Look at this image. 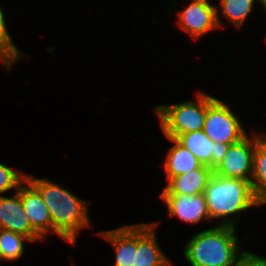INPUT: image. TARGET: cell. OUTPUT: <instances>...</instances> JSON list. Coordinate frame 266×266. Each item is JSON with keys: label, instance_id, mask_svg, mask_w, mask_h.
<instances>
[{"label": "cell", "instance_id": "obj_1", "mask_svg": "<svg viewBox=\"0 0 266 266\" xmlns=\"http://www.w3.org/2000/svg\"><path fill=\"white\" fill-rule=\"evenodd\" d=\"M26 180L40 193L49 209L52 233L75 245L79 230L91 226L87 210L89 202L49 179H40L29 174Z\"/></svg>", "mask_w": 266, "mask_h": 266}, {"label": "cell", "instance_id": "obj_2", "mask_svg": "<svg viewBox=\"0 0 266 266\" xmlns=\"http://www.w3.org/2000/svg\"><path fill=\"white\" fill-rule=\"evenodd\" d=\"M204 195L210 220L224 218L219 225L236 227L241 212L262 206L256 199L251 182L248 180L213 174L208 181ZM237 213L238 215L233 218Z\"/></svg>", "mask_w": 266, "mask_h": 266}, {"label": "cell", "instance_id": "obj_3", "mask_svg": "<svg viewBox=\"0 0 266 266\" xmlns=\"http://www.w3.org/2000/svg\"><path fill=\"white\" fill-rule=\"evenodd\" d=\"M236 227L216 225L189 239L183 252L190 266H231L243 252Z\"/></svg>", "mask_w": 266, "mask_h": 266}, {"label": "cell", "instance_id": "obj_4", "mask_svg": "<svg viewBox=\"0 0 266 266\" xmlns=\"http://www.w3.org/2000/svg\"><path fill=\"white\" fill-rule=\"evenodd\" d=\"M197 101L158 105L154 108L166 138L176 139L183 133L202 130L207 111V94L199 91Z\"/></svg>", "mask_w": 266, "mask_h": 266}, {"label": "cell", "instance_id": "obj_5", "mask_svg": "<svg viewBox=\"0 0 266 266\" xmlns=\"http://www.w3.org/2000/svg\"><path fill=\"white\" fill-rule=\"evenodd\" d=\"M203 131L213 142L228 145L239 142L248 134L229 105L208 94Z\"/></svg>", "mask_w": 266, "mask_h": 266}, {"label": "cell", "instance_id": "obj_6", "mask_svg": "<svg viewBox=\"0 0 266 266\" xmlns=\"http://www.w3.org/2000/svg\"><path fill=\"white\" fill-rule=\"evenodd\" d=\"M264 136L265 133L261 135L255 132L251 137L247 134L239 142L229 145L227 154L213 169V174L250 182L255 145Z\"/></svg>", "mask_w": 266, "mask_h": 266}, {"label": "cell", "instance_id": "obj_7", "mask_svg": "<svg viewBox=\"0 0 266 266\" xmlns=\"http://www.w3.org/2000/svg\"><path fill=\"white\" fill-rule=\"evenodd\" d=\"M186 8L178 13V25L194 40L217 30V6L208 0H191Z\"/></svg>", "mask_w": 266, "mask_h": 266}, {"label": "cell", "instance_id": "obj_8", "mask_svg": "<svg viewBox=\"0 0 266 266\" xmlns=\"http://www.w3.org/2000/svg\"><path fill=\"white\" fill-rule=\"evenodd\" d=\"M160 197L167 206L170 217H177L190 224H198L205 219L210 220L204 193L199 195L160 194Z\"/></svg>", "mask_w": 266, "mask_h": 266}, {"label": "cell", "instance_id": "obj_9", "mask_svg": "<svg viewBox=\"0 0 266 266\" xmlns=\"http://www.w3.org/2000/svg\"><path fill=\"white\" fill-rule=\"evenodd\" d=\"M176 140L203 164L214 169L227 154L229 145L213 142L202 130L183 133Z\"/></svg>", "mask_w": 266, "mask_h": 266}, {"label": "cell", "instance_id": "obj_10", "mask_svg": "<svg viewBox=\"0 0 266 266\" xmlns=\"http://www.w3.org/2000/svg\"><path fill=\"white\" fill-rule=\"evenodd\" d=\"M13 193V197L0 195V229L21 234L32 242L43 240L31 227L21 202L19 189Z\"/></svg>", "mask_w": 266, "mask_h": 266}, {"label": "cell", "instance_id": "obj_11", "mask_svg": "<svg viewBox=\"0 0 266 266\" xmlns=\"http://www.w3.org/2000/svg\"><path fill=\"white\" fill-rule=\"evenodd\" d=\"M159 222L137 224V251L133 266H171V260L161 251L156 238Z\"/></svg>", "mask_w": 266, "mask_h": 266}, {"label": "cell", "instance_id": "obj_12", "mask_svg": "<svg viewBox=\"0 0 266 266\" xmlns=\"http://www.w3.org/2000/svg\"><path fill=\"white\" fill-rule=\"evenodd\" d=\"M19 195L32 229L45 239L52 233V220L42 196L27 180L19 187Z\"/></svg>", "mask_w": 266, "mask_h": 266}, {"label": "cell", "instance_id": "obj_13", "mask_svg": "<svg viewBox=\"0 0 266 266\" xmlns=\"http://www.w3.org/2000/svg\"><path fill=\"white\" fill-rule=\"evenodd\" d=\"M107 239L115 249L113 266H133L137 251V224L121 226L114 230L98 233Z\"/></svg>", "mask_w": 266, "mask_h": 266}, {"label": "cell", "instance_id": "obj_14", "mask_svg": "<svg viewBox=\"0 0 266 266\" xmlns=\"http://www.w3.org/2000/svg\"><path fill=\"white\" fill-rule=\"evenodd\" d=\"M213 169L207 165L173 176L163 188L161 194L199 195L204 193L209 179L213 176Z\"/></svg>", "mask_w": 266, "mask_h": 266}, {"label": "cell", "instance_id": "obj_15", "mask_svg": "<svg viewBox=\"0 0 266 266\" xmlns=\"http://www.w3.org/2000/svg\"><path fill=\"white\" fill-rule=\"evenodd\" d=\"M174 145L167 152L164 162L167 181L173 177L190 172L199 168L202 163L193 155L191 151L182 146L176 139L167 138Z\"/></svg>", "mask_w": 266, "mask_h": 266}, {"label": "cell", "instance_id": "obj_16", "mask_svg": "<svg viewBox=\"0 0 266 266\" xmlns=\"http://www.w3.org/2000/svg\"><path fill=\"white\" fill-rule=\"evenodd\" d=\"M250 182L256 199L266 204V135L255 145Z\"/></svg>", "mask_w": 266, "mask_h": 266}, {"label": "cell", "instance_id": "obj_17", "mask_svg": "<svg viewBox=\"0 0 266 266\" xmlns=\"http://www.w3.org/2000/svg\"><path fill=\"white\" fill-rule=\"evenodd\" d=\"M256 1L258 0H220L219 7H221V12L219 11L218 7L216 12L218 27H223L219 18V15L221 13L223 17L234 24L236 28L240 29L242 25H244Z\"/></svg>", "mask_w": 266, "mask_h": 266}, {"label": "cell", "instance_id": "obj_18", "mask_svg": "<svg viewBox=\"0 0 266 266\" xmlns=\"http://www.w3.org/2000/svg\"><path fill=\"white\" fill-rule=\"evenodd\" d=\"M24 242H32L28 237L0 229V253L3 261L14 262L24 253Z\"/></svg>", "mask_w": 266, "mask_h": 266}, {"label": "cell", "instance_id": "obj_19", "mask_svg": "<svg viewBox=\"0 0 266 266\" xmlns=\"http://www.w3.org/2000/svg\"><path fill=\"white\" fill-rule=\"evenodd\" d=\"M5 14L0 7V56L12 67L25 55L20 52L10 36L5 21Z\"/></svg>", "mask_w": 266, "mask_h": 266}, {"label": "cell", "instance_id": "obj_20", "mask_svg": "<svg viewBox=\"0 0 266 266\" xmlns=\"http://www.w3.org/2000/svg\"><path fill=\"white\" fill-rule=\"evenodd\" d=\"M27 174L14 171L13 167H9L0 163V195L9 190L18 191L19 187L26 181Z\"/></svg>", "mask_w": 266, "mask_h": 266}, {"label": "cell", "instance_id": "obj_21", "mask_svg": "<svg viewBox=\"0 0 266 266\" xmlns=\"http://www.w3.org/2000/svg\"><path fill=\"white\" fill-rule=\"evenodd\" d=\"M231 266H266V257L243 250Z\"/></svg>", "mask_w": 266, "mask_h": 266}, {"label": "cell", "instance_id": "obj_22", "mask_svg": "<svg viewBox=\"0 0 266 266\" xmlns=\"http://www.w3.org/2000/svg\"><path fill=\"white\" fill-rule=\"evenodd\" d=\"M0 60L2 62V67H5L6 71H10V68H12L1 56H0Z\"/></svg>", "mask_w": 266, "mask_h": 266}, {"label": "cell", "instance_id": "obj_23", "mask_svg": "<svg viewBox=\"0 0 266 266\" xmlns=\"http://www.w3.org/2000/svg\"><path fill=\"white\" fill-rule=\"evenodd\" d=\"M258 2L261 4V6L263 7V9L266 12V0H258Z\"/></svg>", "mask_w": 266, "mask_h": 266}]
</instances>
